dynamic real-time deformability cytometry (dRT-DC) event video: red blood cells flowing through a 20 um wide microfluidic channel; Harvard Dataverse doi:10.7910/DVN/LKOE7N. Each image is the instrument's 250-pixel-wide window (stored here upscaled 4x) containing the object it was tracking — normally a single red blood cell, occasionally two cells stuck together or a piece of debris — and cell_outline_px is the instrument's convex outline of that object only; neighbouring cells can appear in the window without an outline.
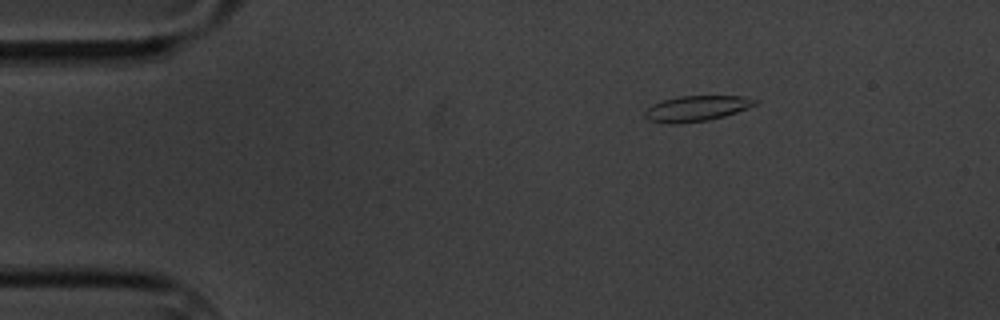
{"species": "common noctule bat (a hibernating species)", "species_latin": "Nyctalus noctula", "temperature_condition": "cold", "stored_images_in_passage": 6, "camera_frame_rate_fps": 3000, "um_per_image_px": 0.085, "animal": {"sex": "male", "body_mass_g": 20.1, "forearm_length_mm": 53.5}, "frame": {"image": 1, "passage_image": 6, "time_ms": 6.667, "image_size_px": [1000, 320], "cell_outline_px": [[760, 100], [756, 104], [748, 108], [724, 116], [708, 120], [676, 124], [672, 124], [648, 120], [644, 116], [644, 112], [652, 104], [664, 100], [680, 96], [740, 96]], "centroid_in_image_um": [59.2, 9.22], "position_along_channel_um": 25.8, "area_um2": 16.3}}